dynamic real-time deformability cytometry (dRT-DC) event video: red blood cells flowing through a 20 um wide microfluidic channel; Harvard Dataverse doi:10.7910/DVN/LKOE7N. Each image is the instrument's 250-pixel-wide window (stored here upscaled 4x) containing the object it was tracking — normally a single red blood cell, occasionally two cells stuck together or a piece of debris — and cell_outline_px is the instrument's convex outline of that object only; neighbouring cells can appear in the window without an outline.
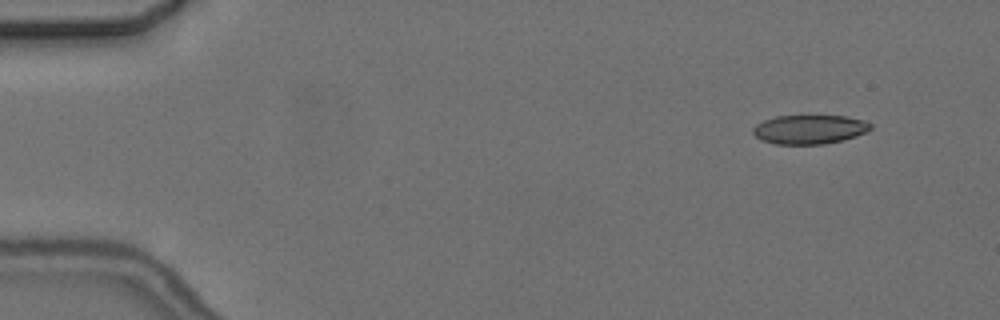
{"species": "common noctule bat (a hibernating species)", "species_latin": "Nyctalus noctula", "temperature_condition": "cold", "stored_images_in_passage": 7, "camera_frame_rate_fps": 3000, "um_per_image_px": 0.085, "animal": {"sex": "female", "body_mass_g": 24.6, "forearm_length_mm": 56.2}, "frame": {"image": 1, "passage_image": 2, "time_ms": 1.333, "image_size_px": [1000, 320], "cell_outline_px": [[872, 128], [856, 136], [824, 144], [776, 144], [764, 140], [756, 136], [752, 132], [752, 128], [756, 124], [764, 120], [776, 116], [848, 116], [864, 120], [872, 124]], "centroid_in_image_um": [68.81, 10.99], "position_along_channel_um": 16.2, "area_um2": 19.77}}
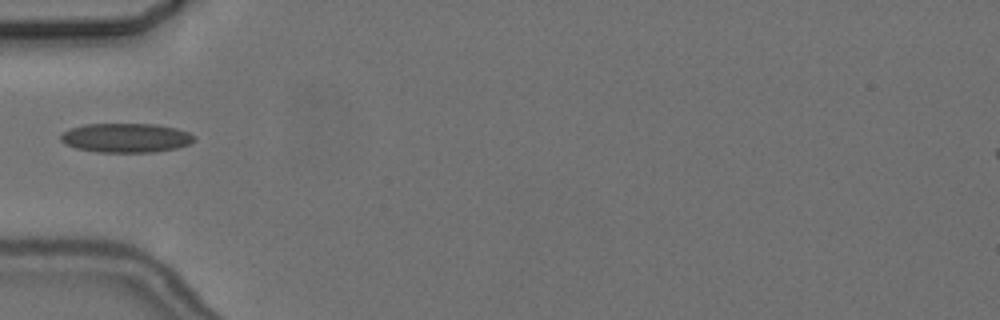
{"frame": {"image": 2, "passage_image": 6, "time_ms": 6.0, "image_size_px": [1000, 320], "cell_outline_px": [[196, 140], [188, 144], [176, 148], [156, 152], [100, 152], [76, 148], [64, 144], [60, 140], [60, 136], [64, 132], [72, 128], [84, 124], [156, 124], [176, 128], [188, 132], [196, 136]], "centroid_in_image_um": [10.73, 11.71], "position_along_channel_um": 74.3, "area_um2": 22.77}}